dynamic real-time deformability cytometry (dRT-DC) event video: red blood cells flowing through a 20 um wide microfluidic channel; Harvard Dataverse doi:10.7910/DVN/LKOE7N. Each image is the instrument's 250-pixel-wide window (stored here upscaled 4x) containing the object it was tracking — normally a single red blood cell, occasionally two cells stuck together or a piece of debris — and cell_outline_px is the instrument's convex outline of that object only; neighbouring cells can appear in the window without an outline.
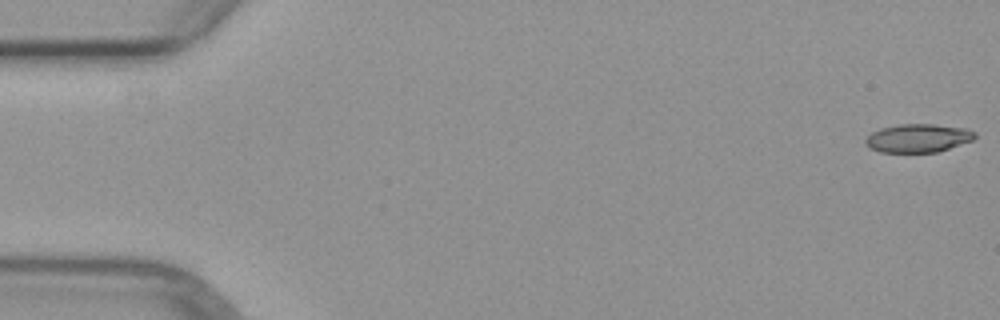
{"species": "common noctule bat (a hibernating species)", "species_latin": "Nyctalus noctula", "temperature_condition": "warm", "stored_images_in_passage": 4, "camera_frame_rate_fps": 3000, "um_per_image_px": 0.085, "animal": {"sex": "female", "body_mass_g": 29.2, "forearm_length_mm": 56.3}, "frame": {"image": 1, "passage_image": 1, "time_ms": 0.0, "image_size_px": [1000, 320], "cell_outline_px": [[976, 136], [972, 140], [936, 152], [880, 152], [868, 148], [864, 140], [872, 132], [880, 128], [900, 124], [932, 124], [968, 128], [976, 132]], "centroid_in_image_um": [78.02, 11.73], "position_along_channel_um": 7.0, "area_um2": 18.09}}
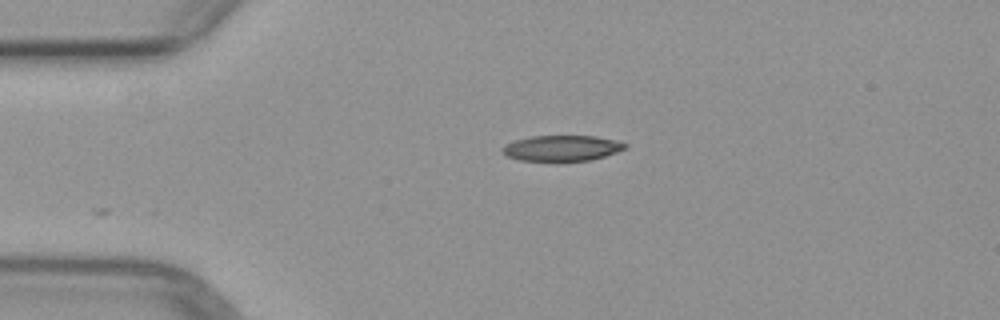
{"frame": {"image": 2, "passage_image": 4, "time_ms": 3.667, "image_size_px": [1000, 320], "cell_outline_px": [[628, 144], [624, 148], [616, 152], [604, 156], [588, 160], [520, 160], [508, 156], [504, 152], [504, 148], [508, 144], [516, 140], [532, 136], [596, 136], [616, 140]], "centroid_in_image_um": [47.81, 12.57], "position_along_channel_um": 37.2, "area_um2": 17.74}}